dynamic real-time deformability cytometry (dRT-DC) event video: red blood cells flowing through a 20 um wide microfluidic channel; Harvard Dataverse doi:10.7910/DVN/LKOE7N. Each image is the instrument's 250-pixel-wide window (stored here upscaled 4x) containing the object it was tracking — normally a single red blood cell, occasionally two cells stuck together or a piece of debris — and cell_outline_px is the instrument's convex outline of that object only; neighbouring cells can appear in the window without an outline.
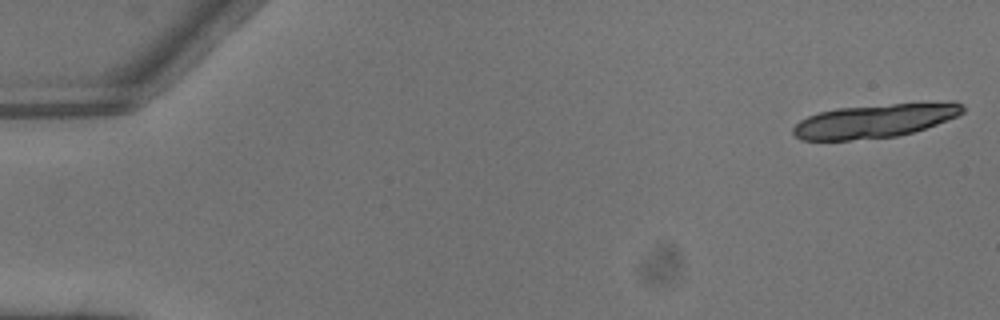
{"species": "common noctule bat (a hibernating species)", "species_latin": "Nyctalus noctula", "temperature_condition": "warm", "stored_images_in_passage": 5, "camera_frame_rate_fps": 3000, "um_per_image_px": 0.085, "animal": {"sex": "male", "body_mass_g": 13.3}, "frame": {"image": 1, "passage_image": 1, "time_ms": 0.0, "image_size_px": [1000, 320], "cell_outline_px": [[964, 112], [956, 116], [936, 124], [912, 132], [896, 136], [848, 140], [800, 140], [792, 132], [792, 128], [800, 120], [808, 116], [820, 112], [836, 108], [948, 100], [956, 100], [964, 108]], "centroid_in_image_um": [74.38, 10.25], "position_along_channel_um": 10.6, "area_um2": 33.35}}
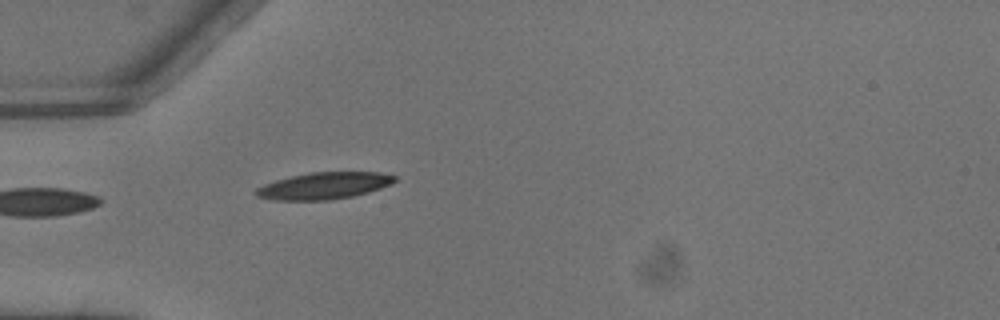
{"frame": {"image": 2, "passage_image": 5, "time_ms": 1.333, "image_size_px": [1000, 320], "cell_outline_px": [[396, 180], [392, 184], [368, 192], [352, 196], [332, 200], [276, 200], [256, 196], [256, 188], [264, 184], [276, 180], [308, 172], [380, 172], [396, 176]], "centroid_in_image_um": [27.56, 15.78], "position_along_channel_um": 57.4, "area_um2": 21.62}}